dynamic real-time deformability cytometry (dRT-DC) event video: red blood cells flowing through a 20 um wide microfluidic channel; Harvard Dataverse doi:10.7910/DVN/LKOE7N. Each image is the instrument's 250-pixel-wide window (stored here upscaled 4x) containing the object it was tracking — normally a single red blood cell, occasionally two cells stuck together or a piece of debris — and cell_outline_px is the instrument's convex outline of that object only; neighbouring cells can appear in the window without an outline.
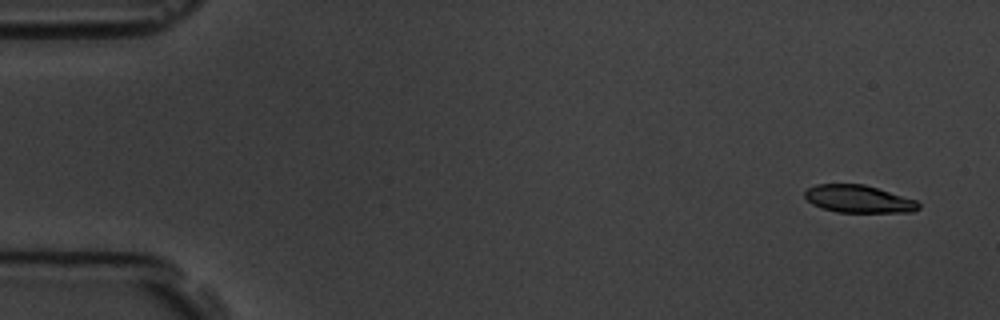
{"species": "common noctule bat (a hibernating species)", "species_latin": "Nyctalus noctula", "temperature_condition": "room temperature", "stored_images_in_passage": 5, "camera_frame_rate_fps": 3000, "um_per_image_px": 0.085, "animal": {"sex": "male", "body_mass_g": 19.5, "forearm_length_mm": 54.6}, "frame": {"image": 1, "passage_image": 1, "time_ms": 0.0, "image_size_px": [1000, 320], "cell_outline_px": [[920, 208], [912, 212], [836, 212], [820, 208], [812, 204], [804, 196], [804, 192], [808, 188], [816, 184], [864, 184], [916, 200], [920, 204]], "centroid_in_image_um": [72.95, 16.92], "position_along_channel_um": 12.0, "area_um2": 18.26}}
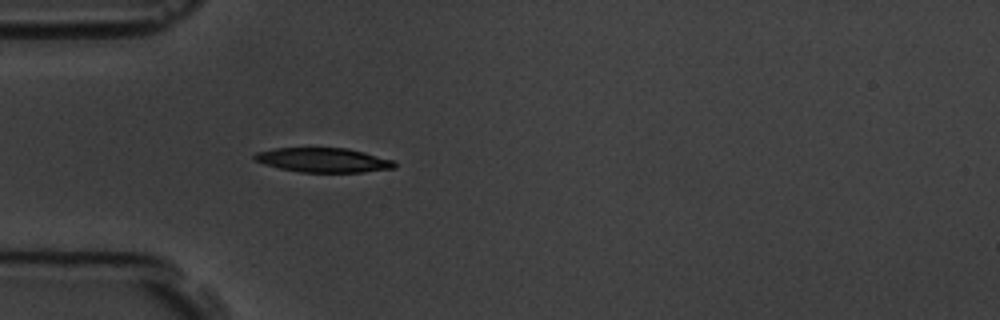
{"frame": {"image": 2, "passage_image": 5, "time_ms": 4.667, "image_size_px": [1000, 320], "cell_outline_px": [[396, 168], [364, 172], [300, 172], [280, 168], [264, 164], [256, 160], [252, 156], [256, 152], [276, 148], [348, 148], [364, 152], [392, 160], [396, 164]], "centroid_in_image_um": [27.48, 13.61], "position_along_channel_um": 57.5, "area_um2": 19.83}}